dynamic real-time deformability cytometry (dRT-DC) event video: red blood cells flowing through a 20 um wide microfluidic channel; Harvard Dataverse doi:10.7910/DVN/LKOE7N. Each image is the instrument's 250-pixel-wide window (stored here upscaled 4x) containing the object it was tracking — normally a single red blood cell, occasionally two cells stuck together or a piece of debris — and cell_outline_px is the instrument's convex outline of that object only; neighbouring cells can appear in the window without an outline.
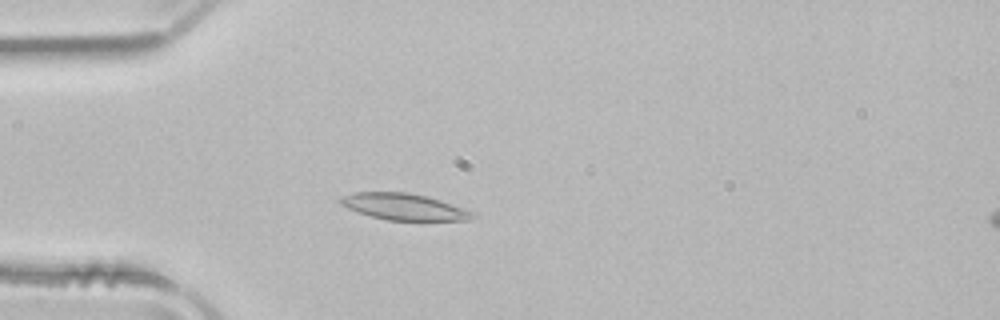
{"species": "common noctule bat (a hibernating species)", "species_latin": "Nyctalus noctula", "temperature_condition": "room temperature", "stored_images_in_passage": 48, "camera_frame_rate_fps": 3000, "um_per_image_px": 0.085, "animal": {"sex": "male", "body_mass_g": 21.5, "forearm_length_mm": 52.0}, "frame": {"image": 1, "passage_image": 11, "time_ms": 3.333, "image_size_px": [1000, 320], "cell_outline_px": [[476, 216], [468, 220], [388, 220], [372, 216], [348, 208], [340, 204], [340, 200], [344, 196], [356, 192], [404, 192], [424, 196], [440, 200], [476, 212]], "centroid_in_image_um": [34.39, 17.58], "position_along_channel_um": 50.6, "area_um2": 20.0}}
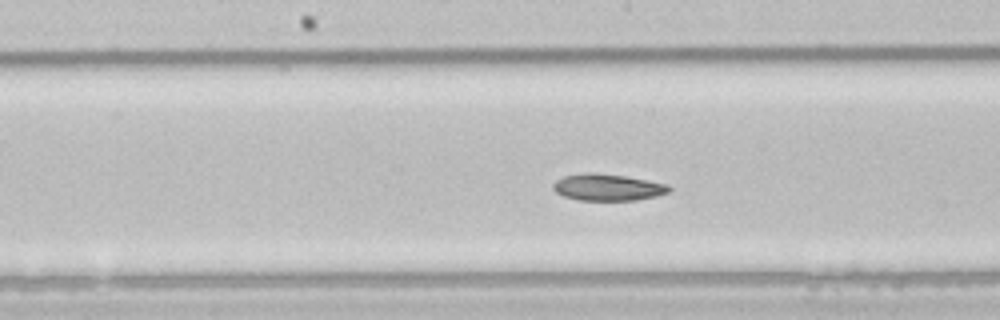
{"frame": {"image": 2, "passage_image": 23, "time_ms": 7.333, "image_size_px": [1000, 320], "cell_outline_px": [[672, 188], [668, 192], [656, 196], [636, 200], [580, 200], [564, 196], [556, 192], [552, 188], [552, 184], [556, 180], [564, 176], [588, 172], [592, 172], [624, 176], [668, 184]], "centroid_in_image_um": [51.64, 15.92], "position_along_channel_um": 196.6, "area_um2": 17.92}}
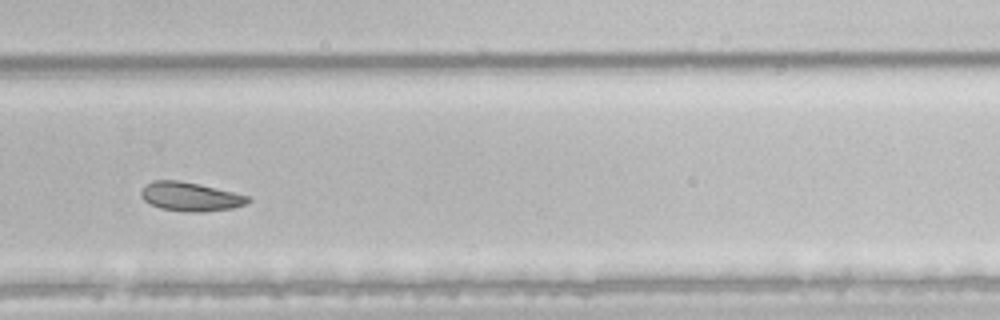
{"frame": {"image": 3, "passage_image": 32, "time_ms": 10.333, "image_size_px": [1000, 320], "cell_outline_px": [[252, 200], [248, 204], [232, 208], [204, 212], [192, 212], [160, 208], [144, 200], [140, 196], [140, 192], [148, 184], [156, 180], [176, 180], [200, 184], [248, 196]], "centroid_in_image_um": [16.22, 16.72], "position_along_channel_um": 313.6, "area_um2": 17.8}, "authors_computed_cell_mechanics": {"area_um2": 20.2589, "velocity_mm_per_s": 3.9233, "shape_relaxation_time_tau1_ms": null, "shape_relaxation_time_tau2_ms": 9.2223, "deformation_change_tau1": null, "deformation_change_tau2": 0.1281}}